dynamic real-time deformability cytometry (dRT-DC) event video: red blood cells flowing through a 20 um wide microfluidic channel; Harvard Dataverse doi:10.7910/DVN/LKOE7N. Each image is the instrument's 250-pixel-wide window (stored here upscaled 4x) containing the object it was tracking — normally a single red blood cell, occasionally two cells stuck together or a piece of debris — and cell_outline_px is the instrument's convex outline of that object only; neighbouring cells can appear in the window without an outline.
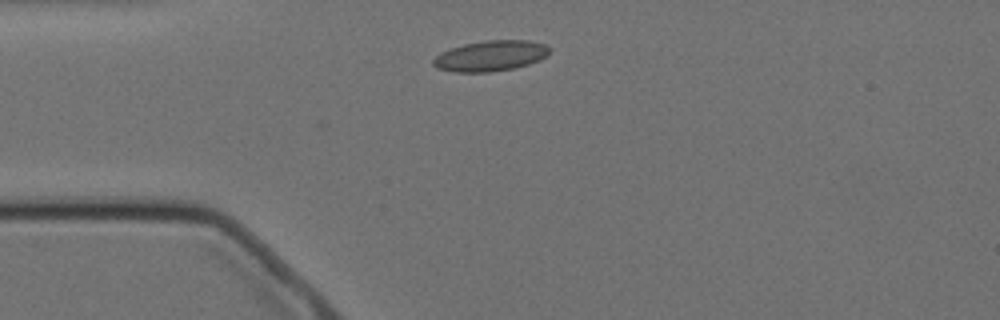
{"species": "Egyptian fruit bat (a non-hibernating species)", "species_latin": "Rousettus aegyptiacus", "temperature_condition": "cold", "stored_images_in_passage": 13, "camera_frame_rate_fps": 3000, "um_per_image_px": 0.085, "animal": {"sex": "female"}, "frame": {"image": 1, "passage_image": 2, "time_ms": 1.333, "image_size_px": [1000, 320], "cell_outline_px": [[548, 56], [540, 60], [528, 64], [512, 68], [492, 72], [456, 72], [436, 68], [432, 64], [432, 60], [440, 52], [448, 48], [464, 44], [484, 40], [528, 40], [544, 44], [548, 48]], "centroid_in_image_um": [41.65, 4.74], "position_along_channel_um": 43.3, "area_um2": 20.81}}
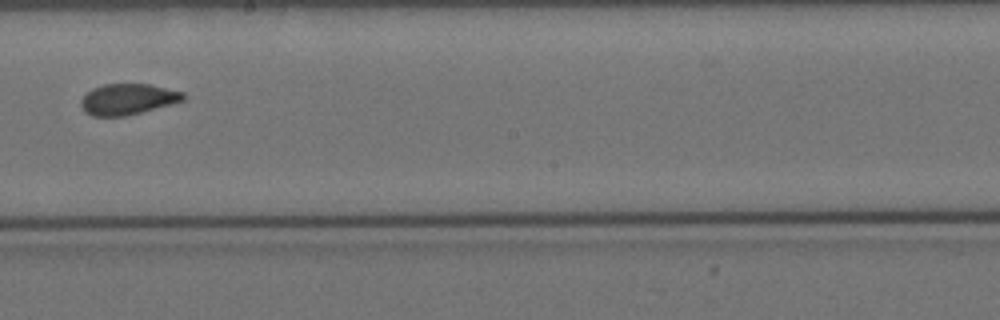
{"frame": {"image": 2, "passage_image": 7, "time_ms": 7.333, "image_size_px": [1000, 320], "cell_outline_px": [[188, 96], [184, 100], [172, 104], [124, 116], [92, 116], [84, 112], [80, 104], [80, 100], [92, 88], [104, 84], [148, 84], [184, 92]], "centroid_in_image_um": [10.86, 8.43], "position_along_channel_um": 237.3, "area_um2": 18.44}}
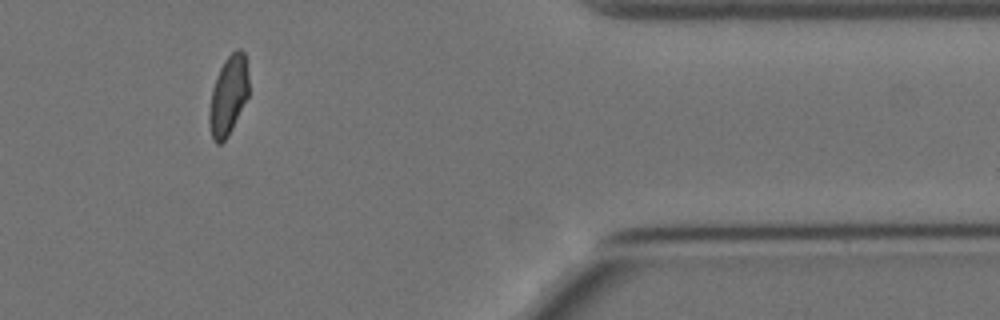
{"frame": {"image": 3, "passage_image": 11, "time_ms": 12.667, "image_size_px": [1000, 320], "cell_outline_px": [[248, 96], [228, 136], [220, 144], [216, 144], [212, 140], [208, 124], [208, 116], [212, 88], [216, 76], [224, 60], [236, 48], [240, 48], [244, 52], [248, 76]], "centroid_in_image_um": [19.38, 8.13], "position_along_channel_um": 392.0, "area_um2": 18.32}, "authors_computed_cell_mechanics": {"area_um2": 18.9006, "velocity_mm_per_s": 3.4884, "shape_relaxation_time_tau1_ms": null, "shape_relaxation_time_tau2_ms": 1.117, "deformation_change_tau1": null, "deformation_change_tau2": 0.0345}}